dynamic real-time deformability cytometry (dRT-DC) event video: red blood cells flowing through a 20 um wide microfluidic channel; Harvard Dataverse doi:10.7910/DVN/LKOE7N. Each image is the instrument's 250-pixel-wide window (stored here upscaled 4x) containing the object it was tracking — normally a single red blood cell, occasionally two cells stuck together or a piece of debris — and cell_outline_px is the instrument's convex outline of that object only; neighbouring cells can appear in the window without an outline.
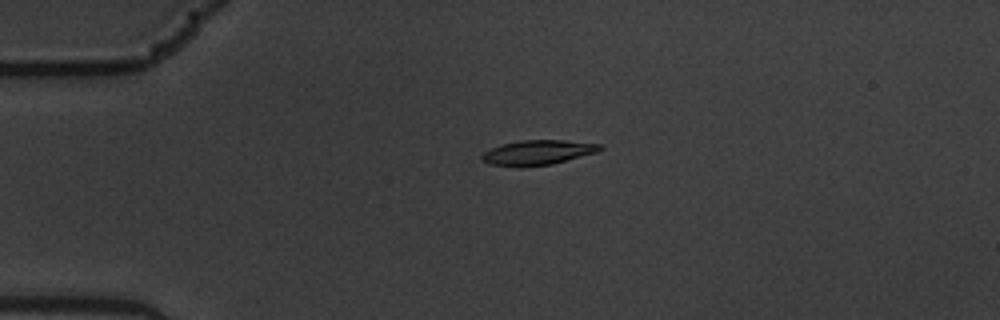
{"species": "common noctule bat (a hibernating species)", "species_latin": "Nyctalus noctula", "temperature_condition": "warm", "stored_images_in_passage": 4, "camera_frame_rate_fps": 3000, "um_per_image_px": 0.085, "animal": {"sex": "male", "body_mass_g": 19.5, "forearm_length_mm": 54.6}, "frame": {"image": 1, "passage_image": 3, "time_ms": 0.667, "image_size_px": [1000, 320], "cell_outline_px": [[604, 148], [596, 152], [552, 164], [520, 168], [516, 168], [488, 164], [480, 160], [480, 156], [484, 152], [500, 144], [520, 140], [564, 140], [600, 144]], "centroid_in_image_um": [45.63, 12.98], "position_along_channel_um": 39.4, "area_um2": 17.34}}